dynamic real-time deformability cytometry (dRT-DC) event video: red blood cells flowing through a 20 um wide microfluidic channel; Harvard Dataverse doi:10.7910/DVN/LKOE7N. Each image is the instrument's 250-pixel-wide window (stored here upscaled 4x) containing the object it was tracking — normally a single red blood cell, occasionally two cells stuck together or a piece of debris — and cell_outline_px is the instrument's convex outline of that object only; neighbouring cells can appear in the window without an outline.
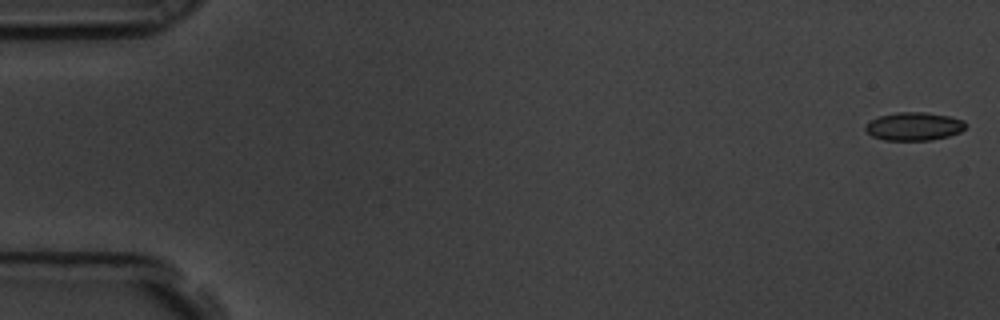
{"species": "common noctule bat (a hibernating species)", "species_latin": "Nyctalus noctula", "temperature_condition": "room temperature", "stored_images_in_passage": 58, "camera_frame_rate_fps": 3000, "um_per_image_px": 0.085, "animal": {"sex": "male", "body_mass_g": 19.5, "forearm_length_mm": 54.6}, "frame": {"image": 1, "passage_image": 1, "time_ms": 0.0, "image_size_px": [1000, 320], "cell_outline_px": [[968, 124], [960, 132], [948, 136], [932, 140], [884, 140], [872, 136], [864, 128], [864, 124], [880, 116], [896, 112], [924, 112], [948, 116], [964, 120]], "centroid_in_image_um": [77.69, 10.74], "position_along_channel_um": 7.3, "area_um2": 16.47}}
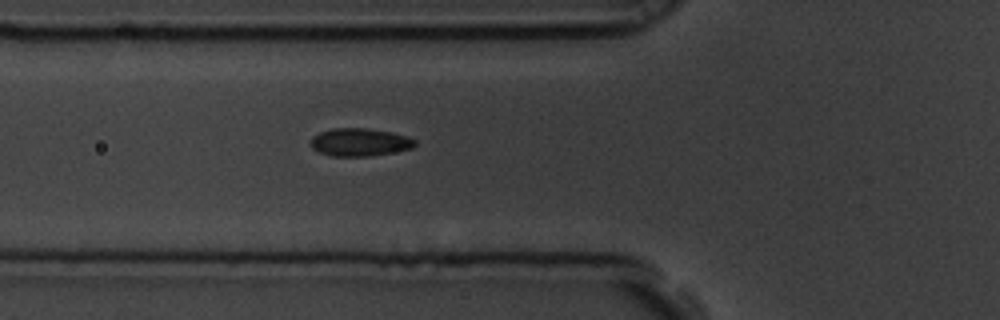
{"frame": {"image": 2, "passage_image": 21, "time_ms": 6.667, "image_size_px": [1000, 320], "cell_outline_px": [[416, 144], [412, 148], [372, 156], [332, 156], [320, 152], [312, 148], [308, 144], [312, 136], [320, 132], [332, 128], [368, 128], [392, 132], [408, 136], [416, 140]], "centroid_in_image_um": [30.56, 12.08], "position_along_channel_um": 95.2, "area_um2": 17.11}}
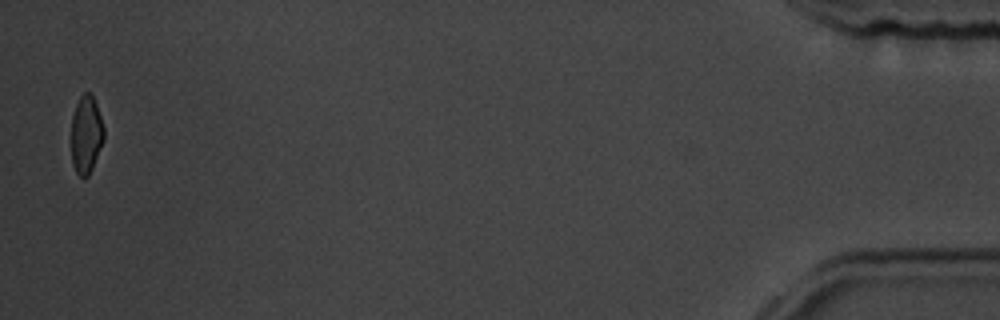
{"frame": {"image": 3, "passage_image": 57, "time_ms": 18.667, "image_size_px": [1000, 320], "cell_outline_px": [[104, 140], [92, 168], [88, 176], [80, 176], [76, 172], [72, 164], [72, 116], [76, 104], [80, 96], [84, 92], [92, 92], [104, 128]], "centroid_in_image_um": [7.33, 11.41], "position_along_channel_um": 427.9, "area_um2": 14.74}, "authors_computed_cell_mechanics": {"area_um2": 16.6464, "velocity_mm_per_s": 3.5501, "shape_relaxation_time_tau1_ms": 4.6368, "shape_relaxation_time_tau2_ms": 4.5678, "deformation_change_tau1": 0.0868, "deformation_change_tau2": 0.0623}}